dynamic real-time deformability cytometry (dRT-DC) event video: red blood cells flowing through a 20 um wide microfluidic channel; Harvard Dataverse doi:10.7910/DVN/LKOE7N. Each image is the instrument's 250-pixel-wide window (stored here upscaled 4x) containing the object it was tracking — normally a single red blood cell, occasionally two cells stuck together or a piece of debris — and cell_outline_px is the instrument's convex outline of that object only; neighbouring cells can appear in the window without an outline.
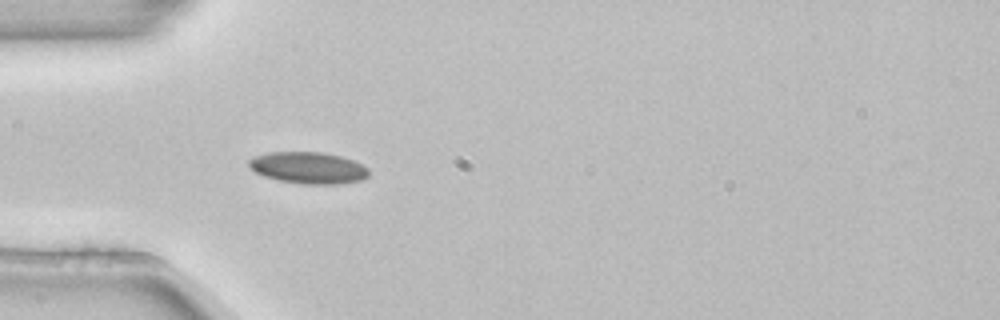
{"species": "common noctule bat (a hibernating species)", "species_latin": "Nyctalus noctula", "temperature_condition": "room temperature", "stored_images_in_passage": 4, "camera_frame_rate_fps": 3000, "um_per_image_px": 0.085, "animal": {"sex": "female", "body_mass_g": 22.7, "forearm_length_mm": 54.2}, "frame": {"image": 1, "passage_image": 4, "time_ms": 1.0, "image_size_px": [1000, 320], "cell_outline_px": [[368, 176], [360, 180], [340, 184], [304, 184], [280, 180], [264, 176], [256, 172], [248, 164], [248, 160], [256, 156], [268, 152], [324, 152], [340, 156], [364, 164], [368, 168]], "centroid_in_image_um": [26.24, 14.26], "position_along_channel_um": 58.8, "area_um2": 22.02}}